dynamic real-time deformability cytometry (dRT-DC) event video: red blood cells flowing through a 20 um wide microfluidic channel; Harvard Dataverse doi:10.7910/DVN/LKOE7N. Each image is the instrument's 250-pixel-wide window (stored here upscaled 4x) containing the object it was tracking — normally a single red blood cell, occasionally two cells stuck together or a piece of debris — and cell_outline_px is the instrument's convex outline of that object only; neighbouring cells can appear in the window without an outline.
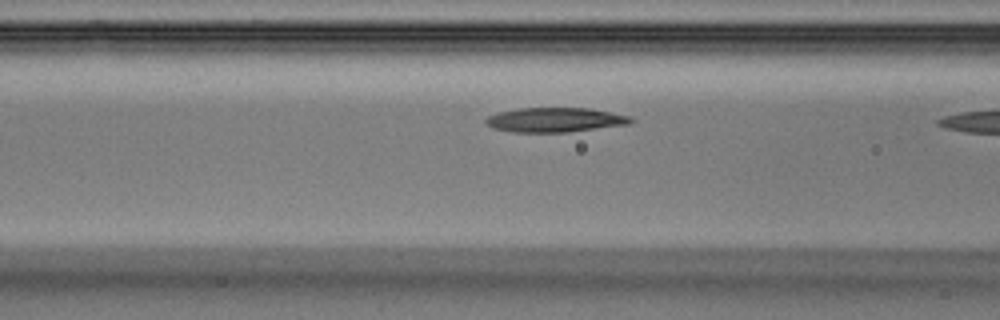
{"species": "Egyptian fruit bat (a non-hibernating species)", "species_latin": "Rousettus aegyptiacus", "temperature_condition": "warm", "stored_images_in_passage": 9, "camera_frame_rate_fps": 3000, "um_per_image_px": 0.085, "animal": {"sex": "male"}, "frame": {"image": 1, "passage_image": 8, "time_ms": 2.333, "image_size_px": [1000, 320], "cell_outline_px": [[636, 120], [628, 124], [568, 132], [512, 132], [492, 128], [484, 120], [488, 116], [500, 112], [520, 108], [588, 108], [632, 116]], "centroid_in_image_um": [47.2, 10.19], "position_along_channel_um": 119.4, "area_um2": 20.63}}